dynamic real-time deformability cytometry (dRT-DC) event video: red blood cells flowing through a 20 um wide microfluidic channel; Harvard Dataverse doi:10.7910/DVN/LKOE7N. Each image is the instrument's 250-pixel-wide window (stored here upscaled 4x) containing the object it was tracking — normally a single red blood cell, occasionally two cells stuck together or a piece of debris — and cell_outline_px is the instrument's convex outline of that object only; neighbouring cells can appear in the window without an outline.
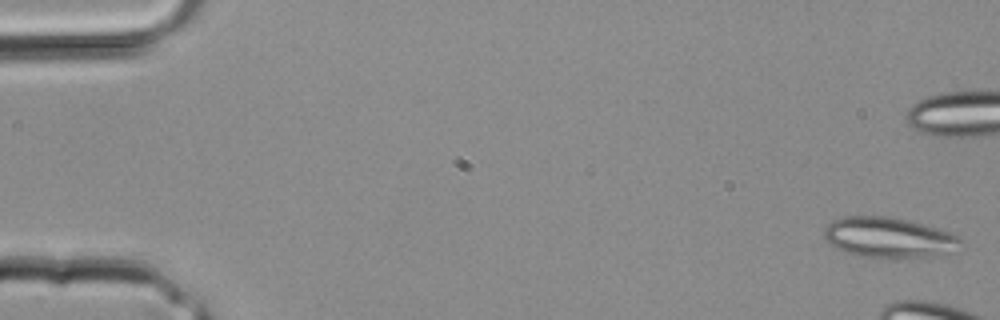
{"species": "common noctule bat (a hibernating species)", "species_latin": "Nyctalus noctula", "temperature_condition": "room temperature", "stored_images_in_passage": 7, "camera_frame_rate_fps": 3000, "um_per_image_px": 0.085, "animal": {"sex": "male", "body_mass_g": 20.4}, "frame": {"image": 1, "passage_image": 1, "time_ms": 0.0, "image_size_px": [1000, 320], "cell_outline_px": [[964, 244], [936, 256], [856, 256], [836, 248], [828, 244], [824, 240], [824, 228], [832, 220], [844, 216], [888, 216], [908, 220], [936, 228], [960, 236], [964, 240]], "centroid_in_image_um": [75.49, 20.16], "position_along_channel_um": 9.5, "area_um2": 31.73}}